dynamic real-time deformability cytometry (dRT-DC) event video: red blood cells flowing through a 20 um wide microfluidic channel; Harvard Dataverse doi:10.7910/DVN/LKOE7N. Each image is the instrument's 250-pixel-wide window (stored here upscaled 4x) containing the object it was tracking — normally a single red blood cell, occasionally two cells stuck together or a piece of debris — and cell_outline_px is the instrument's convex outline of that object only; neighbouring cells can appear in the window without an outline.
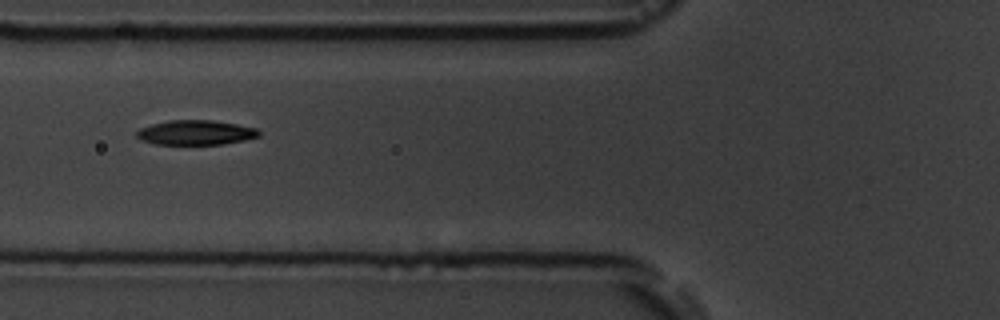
{"species": "common noctule bat (a hibernating species)", "species_latin": "Nyctalus noctula", "temperature_condition": "room temperature", "stored_images_in_passage": 15, "camera_frame_rate_fps": 3000, "um_per_image_px": 0.085, "animal": {"sex": "male", "body_mass_g": 19.5, "forearm_length_mm": 54.6}, "frame": {"image": 1, "passage_image": 6, "time_ms": 6.667, "image_size_px": [1000, 320], "cell_outline_px": [[260, 136], [244, 140], [224, 144], [156, 144], [140, 140], [136, 136], [136, 132], [140, 128], [152, 124], [168, 120], [212, 120], [236, 124], [256, 128], [260, 132]], "centroid_in_image_um": [16.62, 11.26], "position_along_channel_um": 109.2, "area_um2": 17.57}}
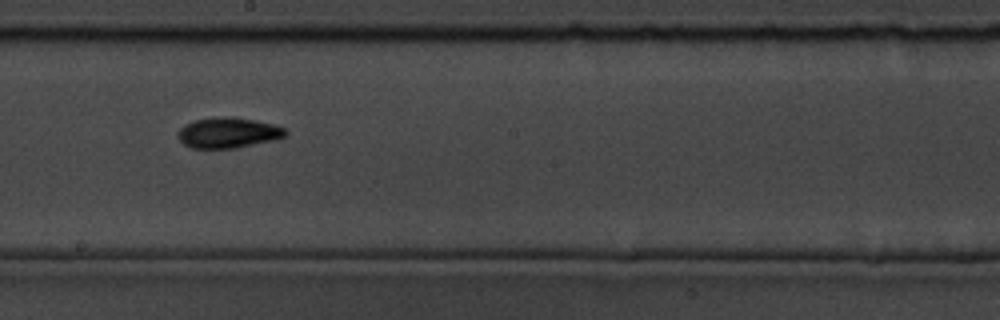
{"frame": {"image": 2, "passage_image": 9, "time_ms": 10.0, "image_size_px": [1000, 320], "cell_outline_px": [[288, 132], [284, 136], [276, 140], [236, 148], [192, 148], [184, 144], [180, 140], [176, 132], [184, 124], [196, 120], [224, 116], [228, 116], [256, 120], [276, 124], [284, 128]], "centroid_in_image_um": [19.41, 11.28], "position_along_channel_um": 228.8, "area_um2": 19.25}}
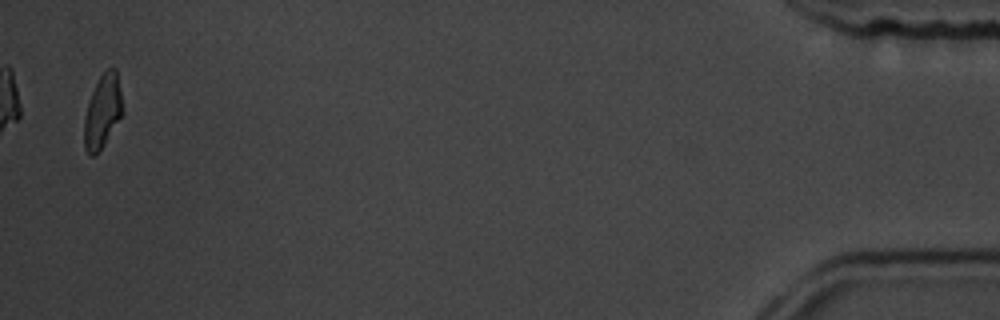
{"frame": {"image": 3, "passage_image": 15, "time_ms": 18.0, "image_size_px": [1000, 320], "cell_outline_px": [[124, 116], [104, 144], [92, 156], [88, 156], [84, 148], [84, 116], [88, 100], [100, 76], [108, 68], [116, 68], [124, 112]], "centroid_in_image_um": [8.73, 9.49], "position_along_channel_um": 426.5, "area_um2": 16.65}, "authors_computed_cell_mechanics": {"area_um2": 18.0914, "velocity_mm_per_s": 3.5786, "shape_relaxation_time_tau1_ms": 6.0848, "shape_relaxation_time_tau2_ms": null, "deformation_change_tau1": 0.2234, "deformation_change_tau2": null}}